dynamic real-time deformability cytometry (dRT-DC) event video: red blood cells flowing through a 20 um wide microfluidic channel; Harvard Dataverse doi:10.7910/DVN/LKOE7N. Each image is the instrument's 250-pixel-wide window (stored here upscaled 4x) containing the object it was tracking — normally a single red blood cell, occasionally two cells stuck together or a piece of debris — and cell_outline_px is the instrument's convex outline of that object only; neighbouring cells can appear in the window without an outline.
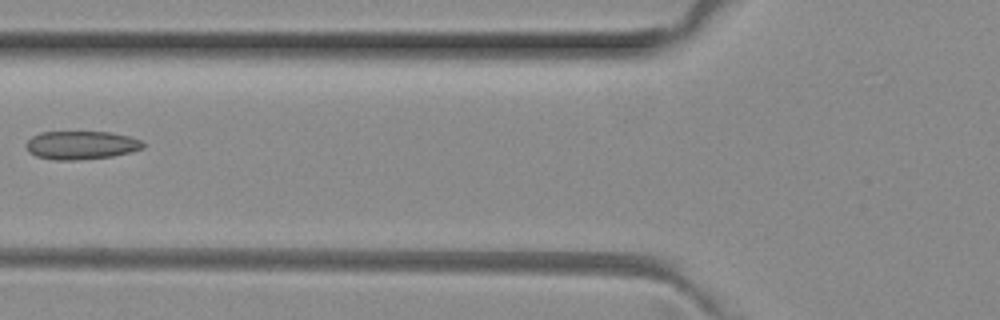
{"species": "common noctule bat (a hibernating species)", "species_latin": "Nyctalus noctula", "temperature_condition": "room temperature", "stored_images_in_passage": 5, "camera_frame_rate_fps": 3000, "um_per_image_px": 0.085, "animal": {"sex": "female", "body_mass_g": 29.2, "forearm_length_mm": 56.3}, "frame": {"image": 1, "passage_image": 5, "time_ms": 1.333, "image_size_px": [1000, 320], "cell_outline_px": [[144, 148], [132, 152], [112, 156], [76, 160], [52, 160], [36, 156], [28, 152], [24, 144], [32, 136], [40, 132], [108, 132], [128, 136], [140, 140], [144, 144]], "centroid_in_image_um": [6.86, 12.34], "position_along_channel_um": 118.9, "area_um2": 19.42}}